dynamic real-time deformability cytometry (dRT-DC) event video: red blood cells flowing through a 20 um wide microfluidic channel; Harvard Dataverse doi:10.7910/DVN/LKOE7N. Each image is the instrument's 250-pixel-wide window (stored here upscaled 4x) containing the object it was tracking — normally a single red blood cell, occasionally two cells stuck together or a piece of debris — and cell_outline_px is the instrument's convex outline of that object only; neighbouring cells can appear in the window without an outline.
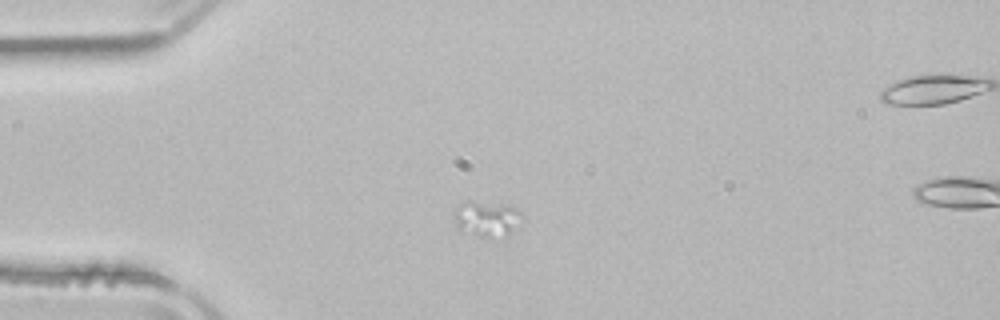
{"species": "common noctule bat (a hibernating species)", "species_latin": "Nyctalus noctula", "temperature_condition": "room temperature", "stored_images_in_passage": 4, "camera_frame_rate_fps": 3000, "um_per_image_px": 0.085, "animal": {"sex": "male", "body_mass_g": 21.5, "forearm_length_mm": 52.0}, "frame": {"image": 1, "passage_image": 1, "time_ms": 0.0, "image_size_px": [1000, 320], "cell_outline_px": [[524, 216], [512, 232], [508, 236], [492, 240], [488, 240], [460, 232], [456, 224], [456, 212], [460, 204], [472, 200], [500, 204], [516, 208]], "centroid_in_image_um": [41.41, 18.66], "position_along_channel_um": 43.6, "area_um2": 14.51}}